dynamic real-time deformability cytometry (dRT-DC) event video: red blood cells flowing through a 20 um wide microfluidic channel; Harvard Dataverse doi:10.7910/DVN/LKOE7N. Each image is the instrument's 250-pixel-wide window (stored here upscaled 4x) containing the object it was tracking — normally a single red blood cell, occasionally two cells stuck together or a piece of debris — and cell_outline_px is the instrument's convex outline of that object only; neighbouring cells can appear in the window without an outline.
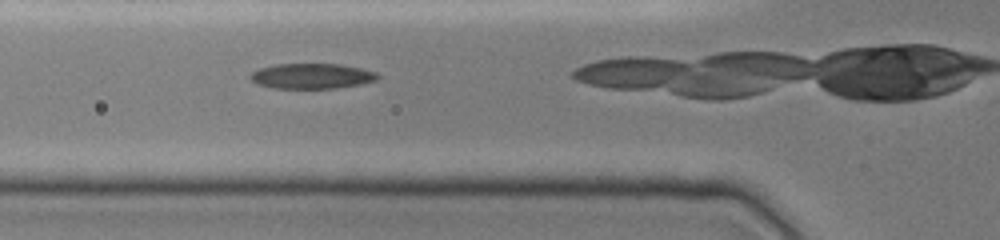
{"species": "common noctule bat (a hibernating species)", "species_latin": "Nyctalus noctula", "temperature_condition": "cold", "stored_images_in_passage": 32, "camera_frame_rate_fps": 3000, "um_per_image_px": 0.085, "animal": {"sex": "female", "body_mass_g": 19.0, "forearm_length_mm": 51.5}, "frame": {"image": 1, "passage_image": 11, "time_ms": 3.333, "image_size_px": [1000, 240], "cell_outline_px": [[380, 76], [376, 80], [360, 84], [336, 88], [272, 88], [256, 84], [248, 76], [252, 72], [260, 68], [276, 64], [340, 64], [360, 68], [376, 72]], "centroid_in_image_um": [26.48, 6.46], "position_along_channel_um": 99.3, "area_um2": 18.73}}
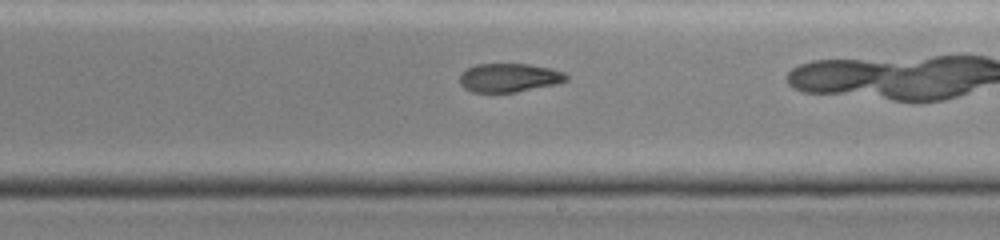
{"frame": {"image": 2, "passage_image": 22, "time_ms": 7.0, "image_size_px": [1000, 240], "cell_outline_px": [[568, 80], [552, 84], [516, 92], [472, 92], [464, 88], [460, 84], [460, 72], [476, 64], [528, 64], [552, 68], [564, 72], [568, 76]], "centroid_in_image_um": [43.25, 6.59], "position_along_channel_um": 245.8, "area_um2": 17.74}}
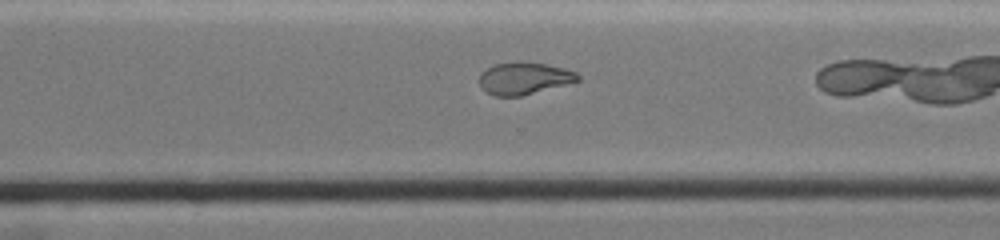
{"frame": {"image": 3, "passage_image": 28, "time_ms": 9.0, "image_size_px": [1000, 240], "cell_outline_px": [[580, 80], [520, 96], [496, 96], [484, 92], [480, 88], [480, 72], [496, 64], [544, 64], [564, 68], [576, 72], [580, 76]], "centroid_in_image_um": [44.52, 6.7], "position_along_channel_um": 326.1, "area_um2": 17.74}}